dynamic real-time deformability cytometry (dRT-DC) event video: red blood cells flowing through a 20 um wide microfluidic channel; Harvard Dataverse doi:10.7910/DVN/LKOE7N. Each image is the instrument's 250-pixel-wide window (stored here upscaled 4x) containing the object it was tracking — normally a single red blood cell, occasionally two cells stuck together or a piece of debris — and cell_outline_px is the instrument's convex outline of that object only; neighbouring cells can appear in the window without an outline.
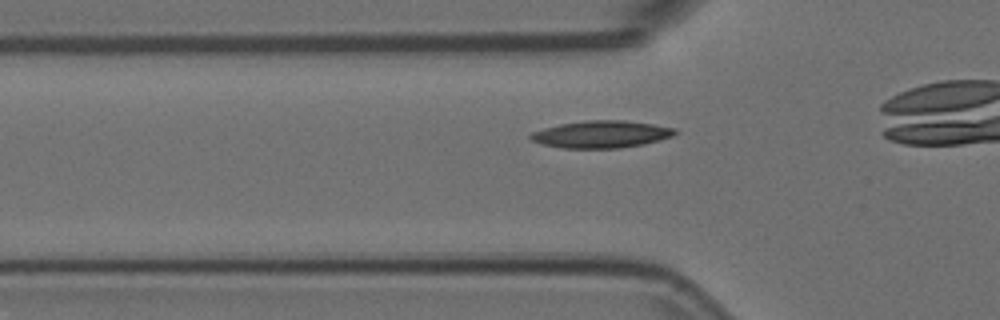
{"species": "Egyptian fruit bat (a non-hibernating species)", "species_latin": "Rousettus aegyptiacus", "temperature_condition": "room temperature", "stored_images_in_passage": 36, "camera_frame_rate_fps": 3000, "um_per_image_px": 0.085, "animal": {"sex": "female"}, "frame": {"image": 1, "passage_image": 11, "time_ms": 3.333, "image_size_px": [1000, 320], "cell_outline_px": [[680, 132], [672, 136], [660, 140], [644, 144], [620, 148], [564, 148], [540, 144], [528, 140], [528, 136], [532, 132], [544, 128], [560, 124], [584, 120], [624, 120], [652, 124], [676, 128]], "centroid_in_image_um": [51.1, 11.41], "position_along_channel_um": 74.7, "area_um2": 23.12}}
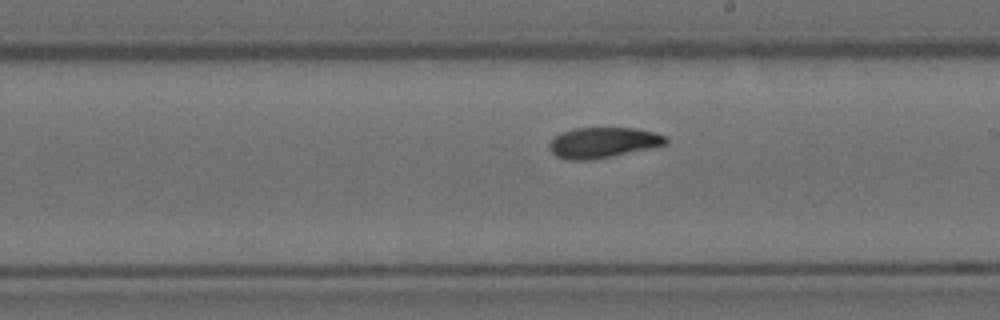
{"frame": {"image": 2, "passage_image": 24, "time_ms": 7.667, "image_size_px": [1000, 320], "cell_outline_px": [[668, 144], [588, 160], [568, 160], [556, 156], [548, 148], [548, 144], [556, 136], [572, 128], [636, 128], [652, 132], [664, 136], [668, 140]], "centroid_in_image_um": [51.22, 12.11], "position_along_channel_um": 237.8, "area_um2": 20.29}}
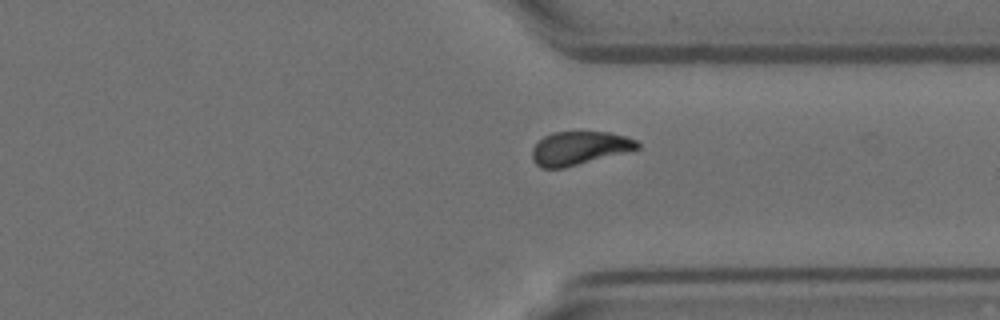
{"frame": {"image": 3, "passage_image": 34, "time_ms": 11.0, "image_size_px": [1000, 320], "cell_outline_px": [[640, 148], [564, 168], [540, 168], [532, 160], [532, 148], [544, 136], [552, 132], [608, 132], [624, 136], [636, 140], [640, 144]], "centroid_in_image_um": [49.21, 12.59], "position_along_channel_um": 362.2, "area_um2": 20.35}}